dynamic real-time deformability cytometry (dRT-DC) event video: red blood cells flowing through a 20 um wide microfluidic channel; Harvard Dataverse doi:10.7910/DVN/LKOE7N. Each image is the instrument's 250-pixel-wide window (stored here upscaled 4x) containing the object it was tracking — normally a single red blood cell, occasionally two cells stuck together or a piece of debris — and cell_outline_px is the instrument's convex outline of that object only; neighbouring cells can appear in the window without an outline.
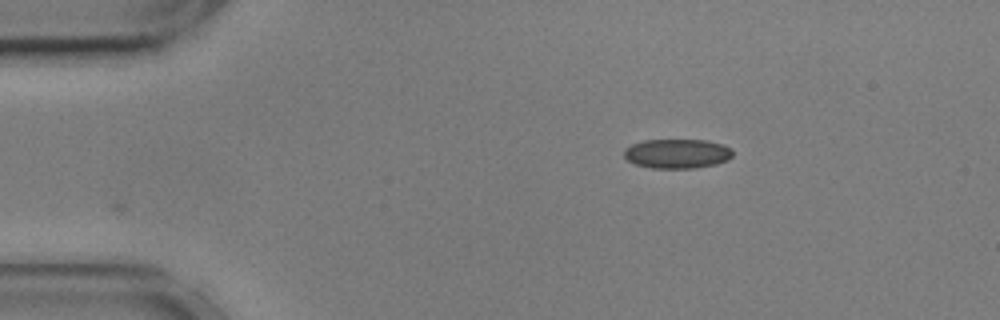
{"species": "common noctule bat (a hibernating species)", "species_latin": "Nyctalus noctula", "temperature_condition": "cold", "stored_images_in_passage": 43, "camera_frame_rate_fps": 3000, "um_per_image_px": 0.085, "animal": {"sex": "male", "body_mass_g": 17.9, "forearm_length_mm": 54.2}, "frame": {"image": 1, "passage_image": 1, "time_ms": 0.0, "image_size_px": [1000, 320], "cell_outline_px": [[732, 156], [728, 160], [716, 164], [692, 168], [652, 168], [636, 164], [628, 160], [624, 156], [624, 148], [632, 144], [644, 140], [708, 140], [724, 144], [732, 152]], "centroid_in_image_um": [57.55, 13.05], "position_along_channel_um": 27.4, "area_um2": 18.61}}
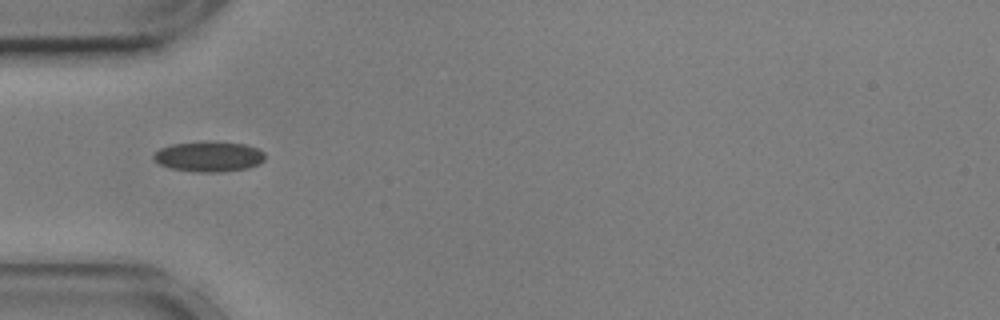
{"frame": {"image": 2, "passage_image": 9, "time_ms": 2.667, "image_size_px": [1000, 320], "cell_outline_px": [[264, 160], [248, 168], [220, 172], [208, 172], [172, 168], [160, 164], [152, 156], [160, 148], [172, 144], [208, 140], [212, 140], [244, 144], [256, 148], [264, 152]], "centroid_in_image_um": [17.77, 13.27], "position_along_channel_um": 67.2, "area_um2": 19.54}}
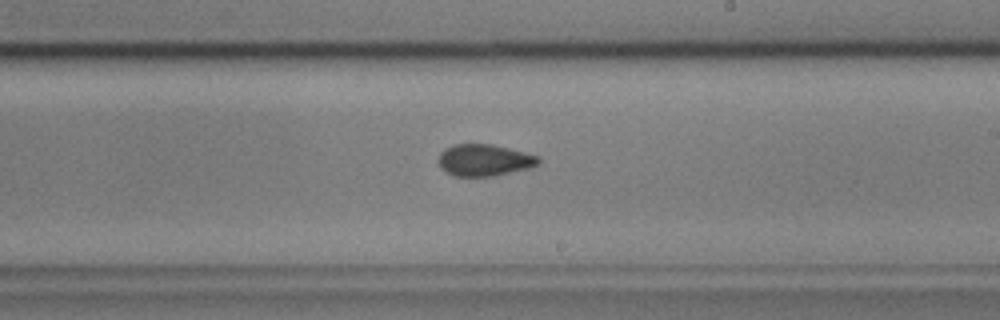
{"frame": {"image": 3, "passage_image": 24, "time_ms": 7.667, "image_size_px": [1000, 320], "cell_outline_px": [[540, 164], [532, 168], [496, 176], [452, 176], [440, 168], [440, 152], [444, 148], [452, 144], [492, 144], [540, 156]], "centroid_in_image_um": [41.2, 13.62], "position_along_channel_um": 247.8, "area_um2": 18.79}, "authors_computed_cell_mechanics": {"area_um2": 18.5538, "velocity_mm_per_s": 3.603, "shape_relaxation_time_tau1_ms": null, "shape_relaxation_time_tau2_ms": 2.0983, "deformation_change_tau1": null, "deformation_change_tau2": 0.0704}}